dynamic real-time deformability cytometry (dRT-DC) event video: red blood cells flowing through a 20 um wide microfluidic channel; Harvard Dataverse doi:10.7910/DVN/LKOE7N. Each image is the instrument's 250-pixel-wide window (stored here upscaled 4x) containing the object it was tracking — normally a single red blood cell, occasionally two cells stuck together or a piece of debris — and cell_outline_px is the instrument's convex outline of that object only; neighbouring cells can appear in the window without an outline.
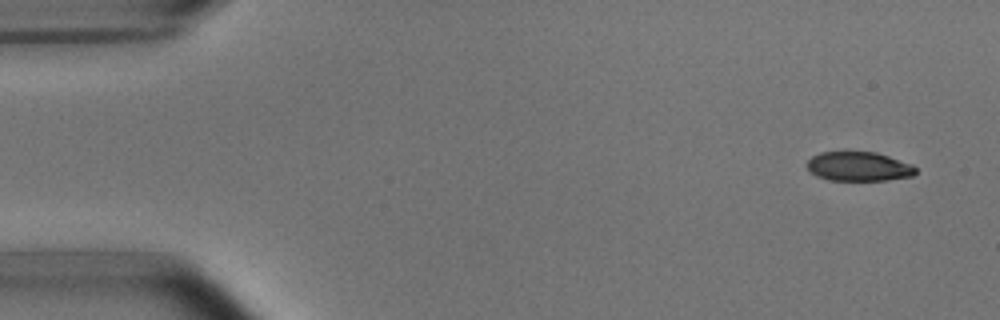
{"species": "common noctule bat (a hibernating species)", "species_latin": "Nyctalus noctula", "temperature_condition": "room temperature", "stored_images_in_passage": 7, "camera_frame_rate_fps": 3000, "um_per_image_px": 0.085, "animal": {"sex": "male", "body_mass_g": 15.6}, "frame": {"image": 1, "passage_image": 1, "time_ms": 0.0, "image_size_px": [1000, 320], "cell_outline_px": [[916, 172], [912, 176], [888, 180], [828, 180], [816, 176], [808, 168], [808, 160], [812, 156], [820, 152], [876, 152], [912, 164], [916, 168]], "centroid_in_image_um": [73.0, 14.15], "position_along_channel_um": 12.0, "area_um2": 18.44}}
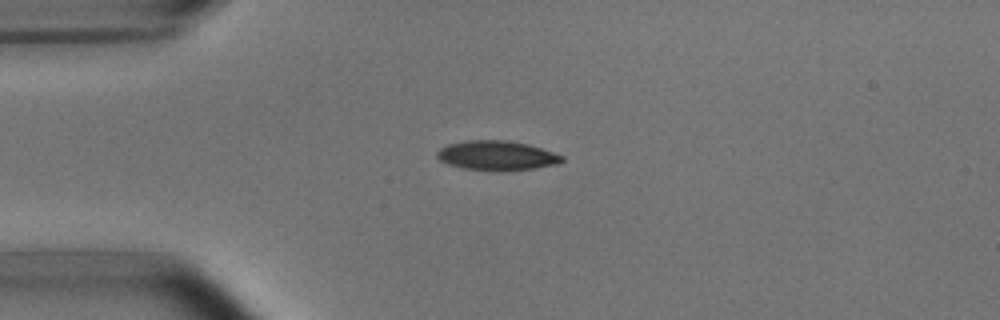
{"frame": {"image": 2, "passage_image": 4, "time_ms": 3.333, "image_size_px": [1000, 320], "cell_outline_px": [[564, 160], [556, 164], [536, 168], [464, 168], [448, 164], [440, 160], [436, 156], [436, 152], [440, 148], [448, 144], [468, 140], [508, 140], [528, 144], [564, 156]], "centroid_in_image_um": [42.2, 13.17], "position_along_channel_um": 42.8, "area_um2": 20.58}}
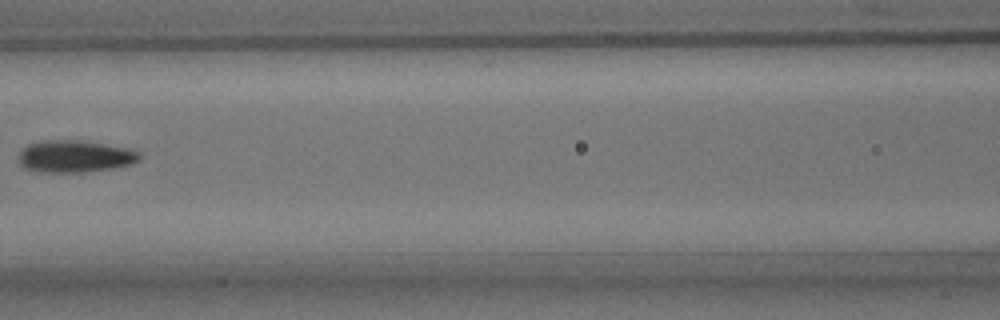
{"frame": {"image": 3, "passage_image": 7, "time_ms": 7.0, "image_size_px": [1000, 320], "cell_outline_px": [[140, 160], [132, 164], [112, 168], [88, 172], [36, 172], [24, 168], [20, 164], [16, 156], [28, 144], [40, 140], [76, 140], [104, 144], [128, 148], [140, 152]], "centroid_in_image_um": [6.33, 13.3], "position_along_channel_um": 160.3, "area_um2": 22.83}}